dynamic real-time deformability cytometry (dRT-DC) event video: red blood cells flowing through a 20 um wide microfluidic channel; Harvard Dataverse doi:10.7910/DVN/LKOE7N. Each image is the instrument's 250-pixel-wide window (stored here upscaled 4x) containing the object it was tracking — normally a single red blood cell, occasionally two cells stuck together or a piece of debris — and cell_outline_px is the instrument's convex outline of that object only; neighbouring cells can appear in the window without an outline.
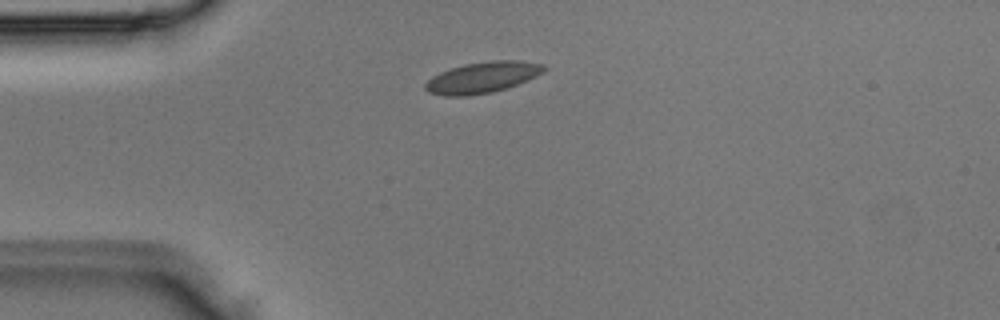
{"species": "Egyptian fruit bat (a non-hibernating species)", "species_latin": "Rousettus aegyptiacus", "temperature_condition": "room temperature", "stored_images_in_passage": 1, "camera_frame_rate_fps": 3000, "um_per_image_px": 0.085, "animal": {"sex": "male"}, "frame": {"image": 1, "passage_image": 1, "time_ms": 0.0, "image_size_px": [1000, 320], "cell_outline_px": [[548, 68], [544, 72], [528, 80], [492, 92], [468, 96], [444, 96], [428, 92], [424, 88], [424, 84], [432, 76], [440, 72], [464, 64], [492, 60], [520, 60], [544, 64]], "centroid_in_image_um": [41.01, 6.57], "position_along_channel_um": 44.0, "area_um2": 21.56}}